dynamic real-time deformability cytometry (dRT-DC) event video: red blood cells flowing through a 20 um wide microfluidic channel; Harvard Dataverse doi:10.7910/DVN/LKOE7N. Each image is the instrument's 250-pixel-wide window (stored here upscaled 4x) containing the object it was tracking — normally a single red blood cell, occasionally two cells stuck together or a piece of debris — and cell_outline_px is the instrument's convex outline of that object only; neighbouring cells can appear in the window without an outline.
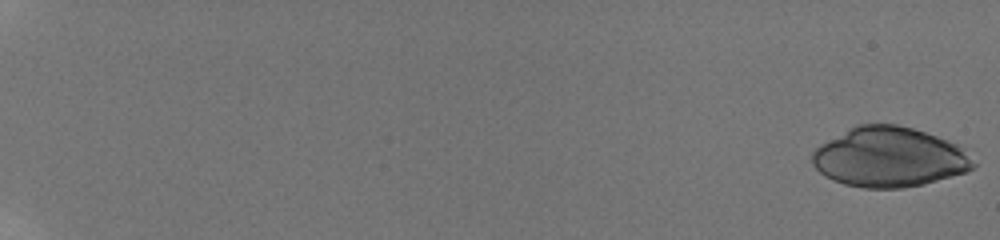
{"species": "human", "species_latin": "Homo sapiens", "temperature_condition": "room temperature", "stored_images_in_passage": 27, "camera_frame_rate_fps": 3000, "um_per_image_px": 0.085, "donor": {"sex": "male"}, "frame": {"image": 1, "passage_image": 1, "time_ms": 0.0, "image_size_px": [1000, 240], "cell_outline_px": [[976, 164], [972, 168], [964, 172], [924, 184], [904, 188], [864, 188], [844, 184], [832, 180], [824, 176], [812, 164], [812, 152], [820, 144], [848, 128], [856, 124], [896, 124], [912, 128], [936, 136], [956, 144], [964, 148]], "centroid_in_image_um": [75.55, 13.36], "position_along_channel_um": 9.4, "area_um2": 56.12}}
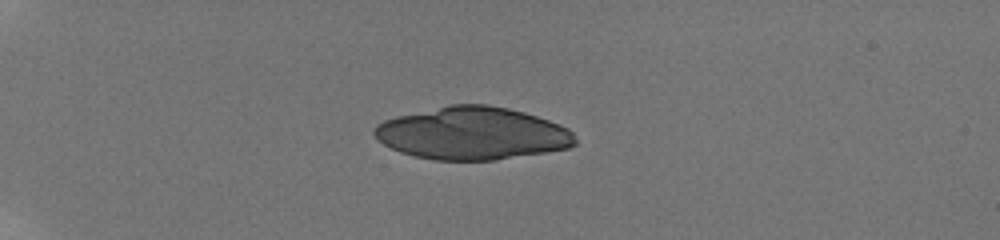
{"frame": {"image": 2, "passage_image": 18, "time_ms": 5.667, "image_size_px": [1000, 240], "cell_outline_px": [[576, 144], [568, 148], [496, 160], [436, 160], [416, 156], [400, 152], [376, 140], [372, 132], [376, 124], [384, 120], [396, 116], [448, 104], [488, 104], [508, 108], [524, 112], [560, 124], [568, 128], [572, 132], [576, 140]], "centroid_in_image_um": [40.12, 11.32], "position_along_channel_um": 44.9, "area_um2": 61.73}}